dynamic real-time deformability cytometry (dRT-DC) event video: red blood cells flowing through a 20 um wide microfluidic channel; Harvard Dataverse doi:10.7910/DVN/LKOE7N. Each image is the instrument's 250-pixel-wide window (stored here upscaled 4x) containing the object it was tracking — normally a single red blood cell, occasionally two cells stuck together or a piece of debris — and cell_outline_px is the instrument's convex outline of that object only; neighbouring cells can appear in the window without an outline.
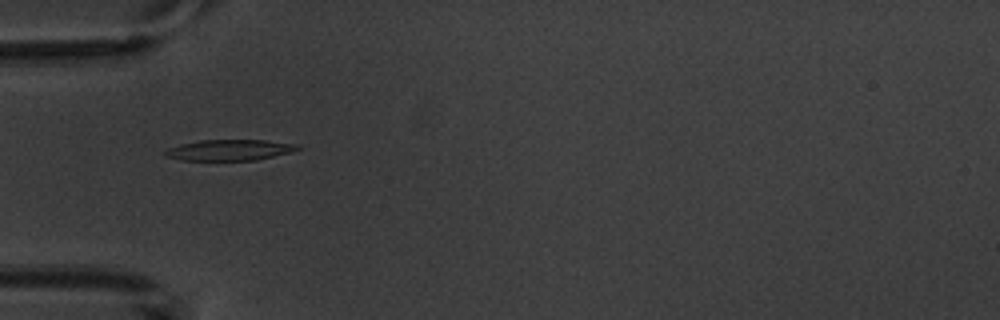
{"species": "common noctule bat (a hibernating species)", "species_latin": "Nyctalus noctula", "temperature_condition": "warm", "stored_images_in_passage": 7, "camera_frame_rate_fps": 3000, "um_per_image_px": 0.085, "animal": {"sex": "male", "body_mass_g": 20.1, "forearm_length_mm": 53.5}, "frame": {"image": 1, "passage_image": 3, "time_ms": 2.333, "image_size_px": [1000, 320], "cell_outline_px": [[300, 148], [292, 152], [256, 160], [180, 160], [164, 156], [164, 152], [168, 148], [180, 144], [200, 140], [264, 140], [300, 144]], "centroid_in_image_um": [19.52, 12.75], "position_along_channel_um": 65.5, "area_um2": 16.18}}
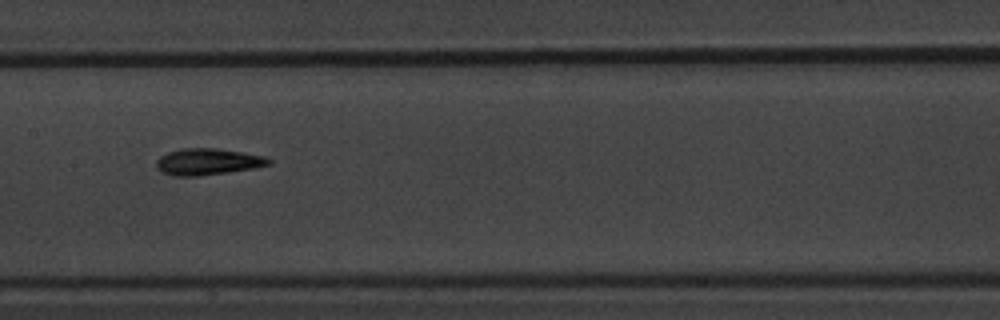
{"frame": {"image": 2, "passage_image": 6, "time_ms": 5.667, "image_size_px": [1000, 320], "cell_outline_px": [[272, 164], [252, 168], [200, 176], [172, 176], [156, 168], [156, 160], [160, 156], [168, 152], [184, 148], [216, 148], [264, 156], [272, 160]], "centroid_in_image_um": [17.64, 13.75], "position_along_channel_um": 189.8, "area_um2": 17.22}}
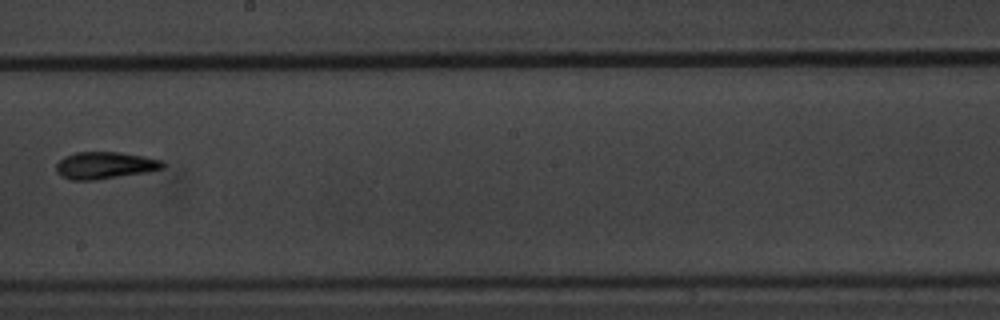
{"frame": {"image": 3, "passage_image": 7, "time_ms": 7.0, "image_size_px": [1000, 320], "cell_outline_px": [[164, 168], [148, 172], [96, 180], [72, 180], [60, 176], [56, 172], [56, 164], [64, 156], [76, 152], [120, 152], [144, 156], [164, 160]], "centroid_in_image_um": [8.92, 14.06], "position_along_channel_um": 239.3, "area_um2": 16.99}}